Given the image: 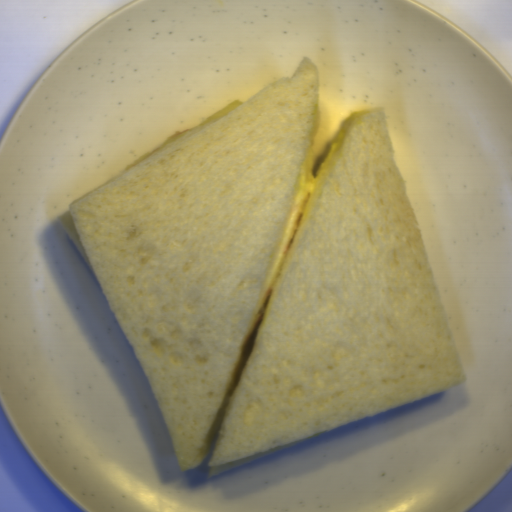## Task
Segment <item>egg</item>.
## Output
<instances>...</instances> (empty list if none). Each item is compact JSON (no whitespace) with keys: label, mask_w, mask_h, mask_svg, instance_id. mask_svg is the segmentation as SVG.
Here are the masks:
<instances>
[{"label":"egg","mask_w":512,"mask_h":512,"mask_svg":"<svg viewBox=\"0 0 512 512\" xmlns=\"http://www.w3.org/2000/svg\"><path fill=\"white\" fill-rule=\"evenodd\" d=\"M315 162L314 152H309L301 167L291 212L277 253L262 287L248 334L258 330L265 316L268 302L306 212L315 181Z\"/></svg>","instance_id":"egg-1"}]
</instances>
